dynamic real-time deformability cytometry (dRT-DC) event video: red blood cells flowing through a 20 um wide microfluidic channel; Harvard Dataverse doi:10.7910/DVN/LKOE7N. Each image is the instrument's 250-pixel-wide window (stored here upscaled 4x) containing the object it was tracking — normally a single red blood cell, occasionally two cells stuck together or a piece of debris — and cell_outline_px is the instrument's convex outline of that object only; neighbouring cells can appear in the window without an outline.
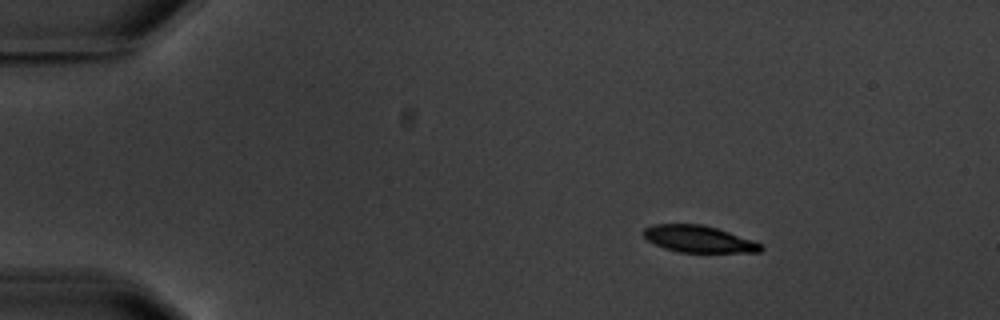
{"species": "common noctule bat (a hibernating species)", "species_latin": "Nyctalus noctula", "temperature_condition": "warm", "stored_images_in_passage": 5, "camera_frame_rate_fps": 3000, "um_per_image_px": 0.085, "animal": {"sex": "male", "body_mass_g": 20.1, "forearm_length_mm": 53.5}, "frame": {"image": 1, "passage_image": 1, "time_ms": 0.0, "image_size_px": [1000, 320], "cell_outline_px": [[764, 248], [760, 252], [680, 252], [664, 248], [648, 240], [640, 232], [644, 228], [652, 224], [700, 224], [716, 228], [752, 240], [760, 244]], "centroid_in_image_um": [59.34, 20.31], "position_along_channel_um": 25.7, "area_um2": 18.15}}
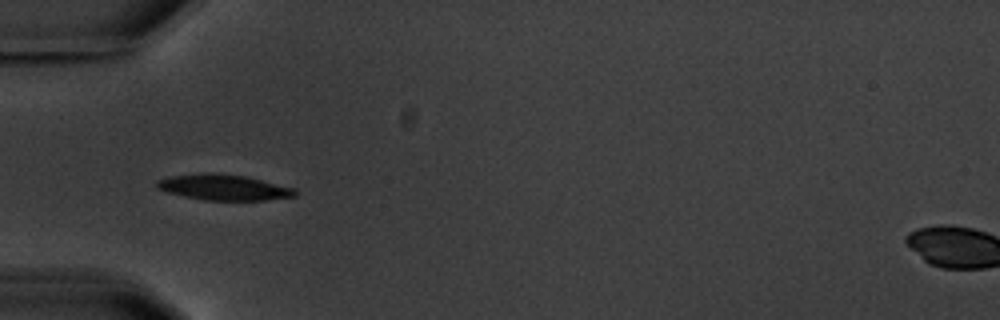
{"frame": {"image": 2, "passage_image": 4, "time_ms": 3.333, "image_size_px": [1000, 320], "cell_outline_px": [[300, 192], [296, 196], [264, 200], [204, 200], [184, 196], [168, 192], [156, 188], [156, 180], [172, 176], [204, 172], [216, 172], [244, 176], [296, 188]], "centroid_in_image_um": [19.04, 15.92], "position_along_channel_um": 66.0, "area_um2": 20.81}}